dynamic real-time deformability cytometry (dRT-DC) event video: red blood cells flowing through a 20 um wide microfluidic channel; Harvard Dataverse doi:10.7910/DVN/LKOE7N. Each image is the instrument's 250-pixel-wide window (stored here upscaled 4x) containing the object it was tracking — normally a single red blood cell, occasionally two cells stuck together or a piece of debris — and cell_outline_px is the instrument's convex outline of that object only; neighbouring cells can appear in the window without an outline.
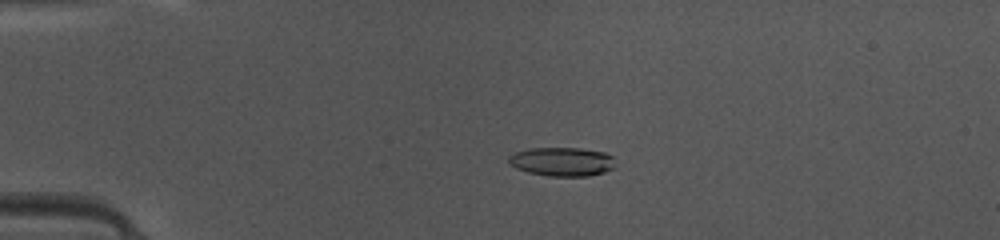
{"species": "common noctule bat (a hibernating species)", "species_latin": "Nyctalus noctula", "temperature_condition": "warm", "stored_images_in_passage": 49, "camera_frame_rate_fps": 3000, "um_per_image_px": 0.085, "animal": {"sex": "female", "body_mass_g": 10.0, "forearm_length_mm": 53.1}, "frame": {"image": 1, "passage_image": 12, "time_ms": 3.667, "image_size_px": [1000, 240], "cell_outline_px": [[616, 164], [612, 168], [604, 172], [588, 176], [548, 176], [528, 172], [516, 168], [508, 160], [508, 156], [516, 152], [532, 148], [580, 148], [604, 152], [612, 156]], "centroid_in_image_um": [47.8, 13.74], "position_along_channel_um": 37.2, "area_um2": 17.86}}
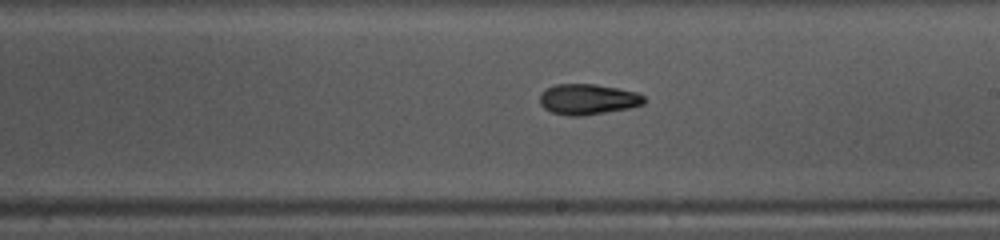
{"frame": {"image": 2, "passage_image": 29, "time_ms": 9.333, "image_size_px": [1000, 240], "cell_outline_px": [[644, 104], [628, 108], [584, 116], [568, 116], [552, 112], [544, 108], [540, 104], [540, 92], [556, 84], [592, 84], [616, 88], [636, 92], [644, 96]], "centroid_in_image_um": [49.94, 8.45], "position_along_channel_um": 239.1, "area_um2": 18.5}}
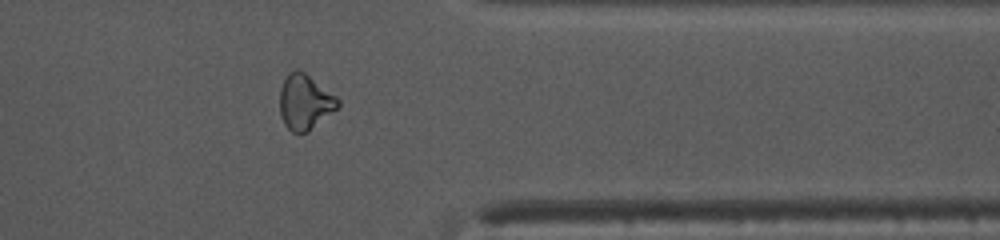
{"frame": {"image": 3, "passage_image": 40, "time_ms": 13.0, "image_size_px": [1000, 240], "cell_outline_px": [[340, 104], [336, 108], [308, 132], [292, 132], [284, 124], [280, 112], [280, 88], [288, 72], [296, 68], [304, 72], [336, 96], [340, 100]], "centroid_in_image_um": [25.89, 8.65], "position_along_channel_um": 385.5, "area_um2": 18.44}, "authors_computed_cell_mechanics": {"area_um2": 18.1492, "velocity_mm_per_s": 4.1943, "shape_relaxation_time_tau1_ms": 6.3387, "shape_relaxation_time_tau2_ms": 5.0501, "deformation_change_tau1": 0.1865, "deformation_change_tau2": 0.1365}}